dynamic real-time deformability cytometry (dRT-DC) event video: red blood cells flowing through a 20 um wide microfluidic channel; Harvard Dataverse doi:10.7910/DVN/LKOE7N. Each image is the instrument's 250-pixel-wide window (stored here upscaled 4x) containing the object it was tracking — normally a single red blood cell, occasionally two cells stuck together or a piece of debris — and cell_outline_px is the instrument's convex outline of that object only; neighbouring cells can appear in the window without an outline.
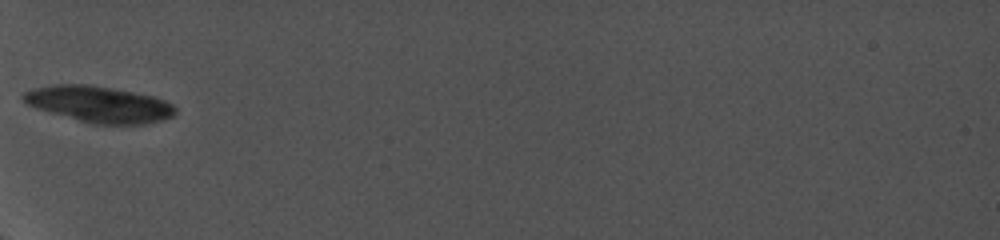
{"species": "common noctule bat (a hibernating species)", "species_latin": "Nyctalus noctula", "temperature_condition": "cold", "stored_images_in_passage": 15, "camera_frame_rate_fps": 5000, "um_per_image_px": 0.085, "animal": {"sex": "female", "body_mass_g": 19.0, "forearm_length_mm": 56.7}, "frame": {"image": 1, "passage_image": 1, "time_ms": 0.0, "image_size_px": [1000, 240], "cell_outline_px": [[176, 112], [172, 116], [160, 120], [144, 124], [92, 124], [36, 108], [28, 104], [20, 96], [24, 92], [36, 88], [52, 84], [88, 84], [112, 88], [156, 96], [172, 104], [176, 108]], "centroid_in_image_um": [8.43, 8.85], "position_along_channel_um": 76.6, "area_um2": 31.96}}